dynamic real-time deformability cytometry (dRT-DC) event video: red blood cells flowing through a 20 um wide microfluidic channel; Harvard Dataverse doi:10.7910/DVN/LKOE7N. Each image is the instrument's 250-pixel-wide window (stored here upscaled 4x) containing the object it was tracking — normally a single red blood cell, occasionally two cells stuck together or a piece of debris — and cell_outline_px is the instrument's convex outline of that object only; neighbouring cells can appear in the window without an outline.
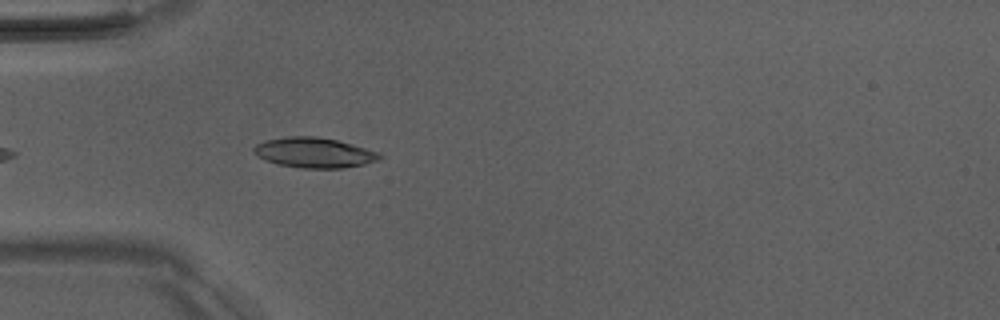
{"species": "Egyptian fruit bat (a non-hibernating species)", "species_latin": "Rousettus aegyptiacus", "temperature_condition": "room temperature", "stored_images_in_passage": 4, "camera_frame_rate_fps": 3000, "um_per_image_px": 0.085, "animal": {"sex": "male"}, "frame": {"image": 1, "passage_image": 4, "time_ms": 4.333, "image_size_px": [1000, 320], "cell_outline_px": [[384, 156], [376, 160], [364, 164], [344, 168], [300, 168], [276, 164], [264, 160], [256, 156], [252, 152], [252, 148], [256, 144], [264, 140], [288, 136], [316, 136], [336, 140], [352, 144], [380, 152]], "centroid_in_image_um": [26.65, 12.97], "position_along_channel_um": 58.3, "area_um2": 22.37}}